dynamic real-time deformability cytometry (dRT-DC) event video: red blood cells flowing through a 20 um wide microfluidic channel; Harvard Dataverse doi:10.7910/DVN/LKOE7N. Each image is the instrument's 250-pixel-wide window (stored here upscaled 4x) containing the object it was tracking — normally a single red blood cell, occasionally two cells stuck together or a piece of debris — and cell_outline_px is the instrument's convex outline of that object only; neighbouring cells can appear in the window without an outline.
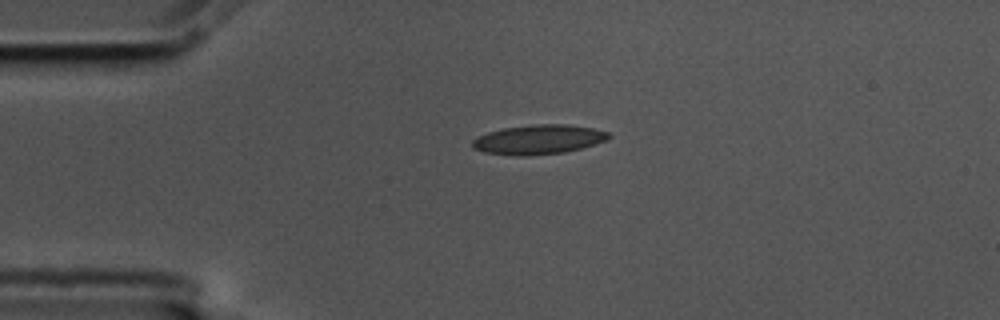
{"species": "common noctule bat (a hibernating species)", "species_latin": "Nyctalus noctula", "temperature_condition": "cold", "stored_images_in_passage": 3, "camera_frame_rate_fps": 3000, "um_per_image_px": 0.085, "animal": {"sex": "male", "body_mass_g": 17.5, "forearm_length_mm": 52.3}, "frame": {"image": 1, "passage_image": 1, "time_ms": 0.0, "image_size_px": [1000, 320], "cell_outline_px": [[612, 136], [608, 140], [580, 148], [564, 152], [528, 156], [520, 156], [484, 152], [472, 148], [472, 140], [488, 132], [504, 128], [532, 124], [568, 124], [592, 128], [608, 132]], "centroid_in_image_um": [45.79, 11.85], "position_along_channel_um": 39.2, "area_um2": 23.35}}